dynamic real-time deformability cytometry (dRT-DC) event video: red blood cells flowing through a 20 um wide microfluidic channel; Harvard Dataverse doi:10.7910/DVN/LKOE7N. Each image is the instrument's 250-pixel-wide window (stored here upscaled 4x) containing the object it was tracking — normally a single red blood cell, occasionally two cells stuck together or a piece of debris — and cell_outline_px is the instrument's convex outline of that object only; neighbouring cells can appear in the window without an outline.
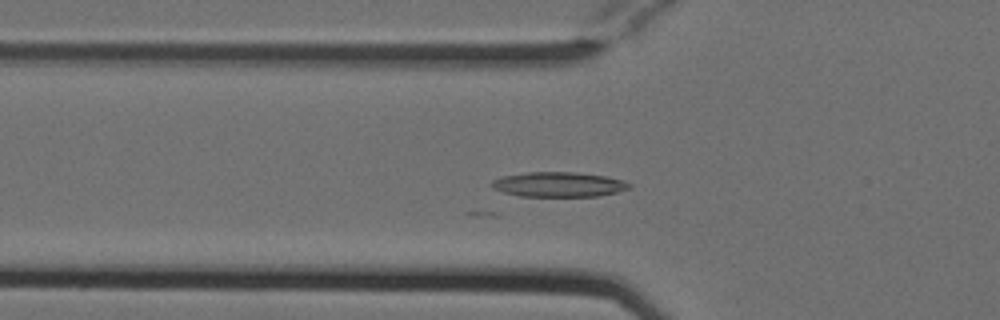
{"species": "Egyptian fruit bat (a non-hibernating species)", "species_latin": "Rousettus aegyptiacus", "temperature_condition": "cold", "stored_images_in_passage": 41, "camera_frame_rate_fps": 3000, "um_per_image_px": 0.085, "animal": {"sex": "female"}, "frame": {"image": 1, "passage_image": 17, "time_ms": 5.333, "image_size_px": [1000, 320], "cell_outline_px": [[632, 188], [616, 192], [596, 196], [520, 196], [504, 192], [492, 188], [488, 184], [492, 180], [504, 176], [528, 172], [572, 172], [604, 176], [624, 180], [632, 184]], "centroid_in_image_um": [47.48, 15.68], "position_along_channel_um": 78.3, "area_um2": 19.88}}
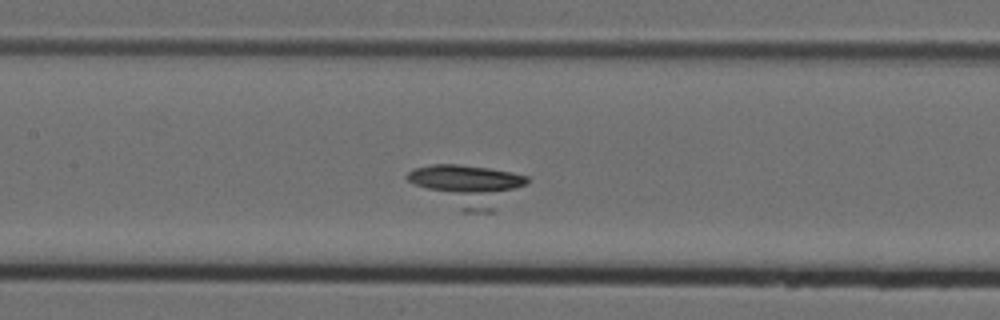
{"frame": {"image": 2, "passage_image": 24, "time_ms": 7.667, "image_size_px": [1000, 320], "cell_outline_px": [[528, 184], [496, 212], [464, 212], [408, 180], [404, 176], [412, 168], [432, 164], [460, 164], [488, 168], [512, 172], [528, 176]], "centroid_in_image_um": [39.85, 15.77], "position_along_channel_um": 167.5, "area_um2": 28.96}}
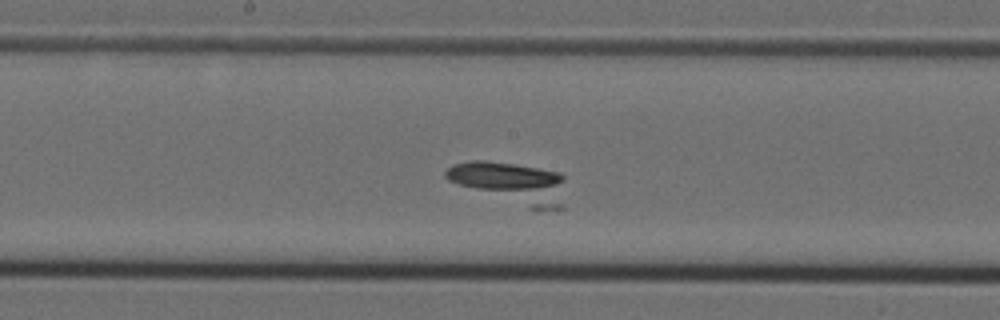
{"frame": {"image": 3, "passage_image": 27, "time_ms": 8.667, "image_size_px": [1000, 320], "cell_outline_px": [[564, 208], [528, 208], [448, 180], [444, 176], [444, 172], [452, 164], [472, 160], [484, 160], [516, 164], [560, 172], [564, 176]], "centroid_in_image_um": [43.46, 15.51], "position_along_channel_um": 204.7, "area_um2": 28.5}}